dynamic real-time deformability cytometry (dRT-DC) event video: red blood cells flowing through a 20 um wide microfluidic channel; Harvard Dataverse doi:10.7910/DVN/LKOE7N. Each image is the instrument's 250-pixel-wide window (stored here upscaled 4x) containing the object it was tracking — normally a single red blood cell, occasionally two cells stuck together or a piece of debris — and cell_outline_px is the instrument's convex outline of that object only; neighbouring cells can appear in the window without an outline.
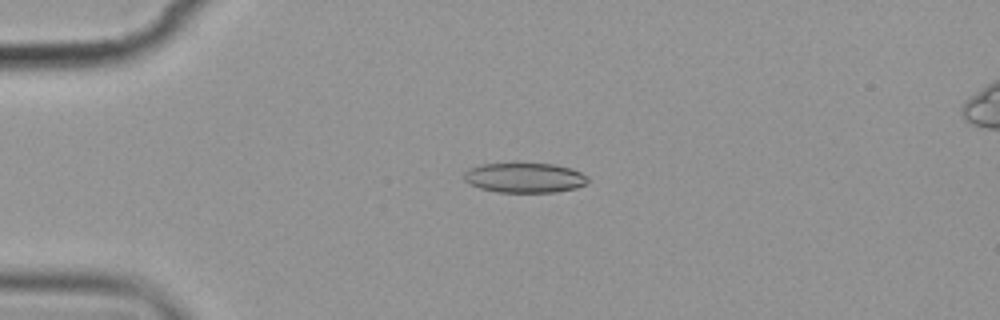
{"species": "common noctule bat (a hibernating species)", "species_latin": "Nyctalus noctula", "temperature_condition": "cold", "stored_images_in_passage": 5, "camera_frame_rate_fps": 3000, "um_per_image_px": 0.085, "animal": {"sex": "female", "body_mass_g": 19.9}, "frame": {"image": 1, "passage_image": 3, "time_ms": 2.333, "image_size_px": [1000, 320], "cell_outline_px": [[588, 184], [576, 188], [556, 192], [496, 192], [480, 188], [468, 184], [464, 180], [464, 172], [468, 168], [480, 164], [512, 160], [516, 160], [552, 164], [572, 168], [588, 176]], "centroid_in_image_um": [44.55, 15.05], "position_along_channel_um": 40.4, "area_um2": 22.77}}